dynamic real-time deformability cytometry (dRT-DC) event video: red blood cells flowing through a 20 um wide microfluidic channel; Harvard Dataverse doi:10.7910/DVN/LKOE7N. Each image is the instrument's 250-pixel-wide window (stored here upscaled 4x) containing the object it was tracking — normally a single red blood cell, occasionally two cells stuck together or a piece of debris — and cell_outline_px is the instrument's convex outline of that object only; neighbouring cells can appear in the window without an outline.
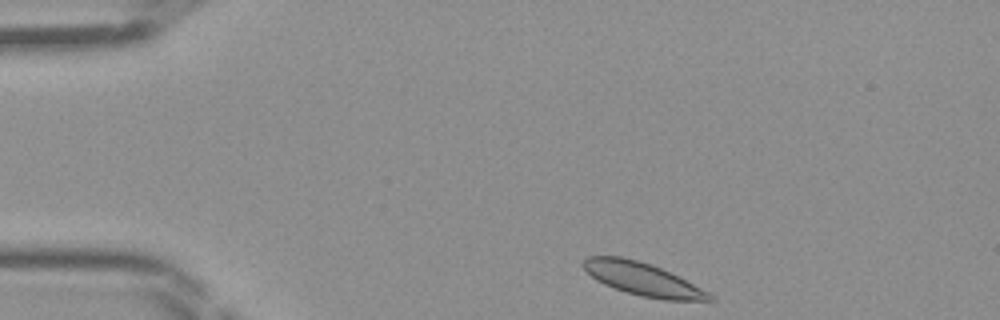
{"species": "Egyptian fruit bat (a non-hibernating species)", "species_latin": "Rousettus aegyptiacus", "temperature_condition": "room temperature", "stored_images_in_passage": 39, "camera_frame_rate_fps": 3000, "um_per_image_px": 0.085, "frame": {"image": 1, "passage_image": 1, "time_ms": 0.0, "image_size_px": [1000, 320], "cell_outline_px": [[712, 300], [664, 300], [640, 296], [604, 284], [596, 280], [580, 264], [588, 256], [620, 256], [652, 264], [708, 292], [712, 296]], "centroid_in_image_um": [54.56, 23.71], "position_along_channel_um": 30.4, "area_um2": 23.58}}
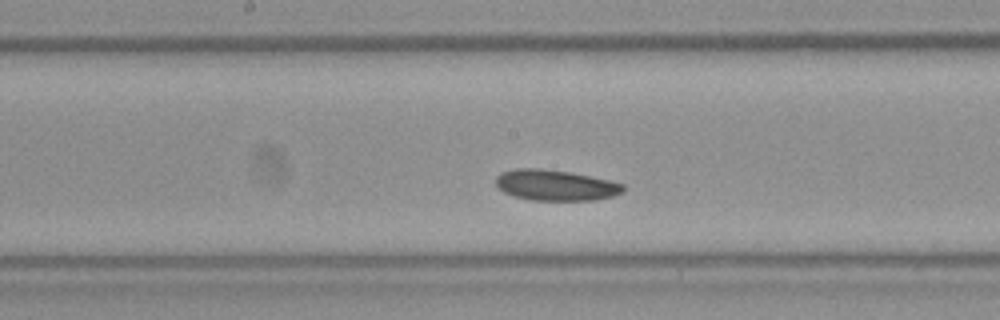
{"frame": {"image": 2, "passage_image": 17, "time_ms": 5.333, "image_size_px": [1000, 320], "cell_outline_px": [[624, 192], [612, 196], [596, 200], [532, 200], [516, 196], [504, 192], [496, 184], [496, 176], [500, 172], [516, 168], [540, 168], [568, 172], [608, 180], [624, 184]], "centroid_in_image_um": [47.21, 15.74], "position_along_channel_um": 201.0, "area_um2": 22.66}}
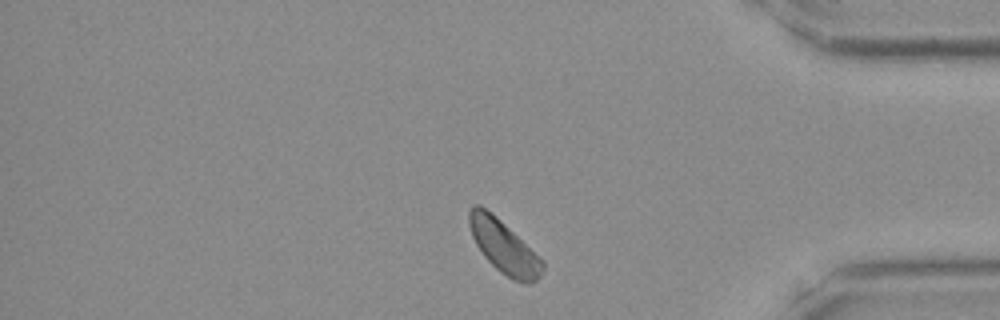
{"frame": {"image": 3, "passage_image": 32, "time_ms": 10.333, "image_size_px": [1000, 320], "cell_outline_px": [[544, 268], [540, 276], [532, 284], [524, 284], [512, 280], [500, 272], [484, 256], [476, 244], [472, 236], [468, 224], [468, 212], [472, 204], [480, 204], [492, 212], [544, 260]], "centroid_in_image_um": [42.83, 20.97], "position_along_channel_um": 392.4, "area_um2": 22.89}}